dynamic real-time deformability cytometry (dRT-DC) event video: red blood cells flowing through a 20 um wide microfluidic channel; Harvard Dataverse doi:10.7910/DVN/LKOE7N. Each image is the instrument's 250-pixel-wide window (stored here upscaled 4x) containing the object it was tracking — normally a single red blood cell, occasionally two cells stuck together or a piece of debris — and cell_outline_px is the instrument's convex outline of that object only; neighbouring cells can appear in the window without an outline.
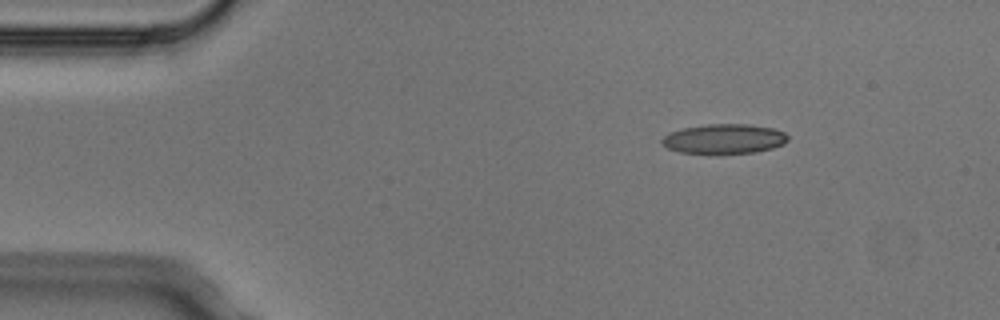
{"species": "Egyptian fruit bat (a non-hibernating species)", "species_latin": "Rousettus aegyptiacus", "temperature_condition": "cold", "stored_images_in_passage": 3, "camera_frame_rate_fps": 3000, "um_per_image_px": 0.085, "animal": {"sex": "male"}, "frame": {"image": 1, "passage_image": 2, "time_ms": 0.333, "image_size_px": [1000, 320], "cell_outline_px": [[788, 140], [784, 144], [772, 148], [756, 152], [680, 152], [668, 148], [660, 140], [668, 132], [684, 128], [708, 124], [748, 124], [772, 128], [784, 132], [788, 136]], "centroid_in_image_um": [61.57, 11.78], "position_along_channel_um": 23.4, "area_um2": 21.33}}